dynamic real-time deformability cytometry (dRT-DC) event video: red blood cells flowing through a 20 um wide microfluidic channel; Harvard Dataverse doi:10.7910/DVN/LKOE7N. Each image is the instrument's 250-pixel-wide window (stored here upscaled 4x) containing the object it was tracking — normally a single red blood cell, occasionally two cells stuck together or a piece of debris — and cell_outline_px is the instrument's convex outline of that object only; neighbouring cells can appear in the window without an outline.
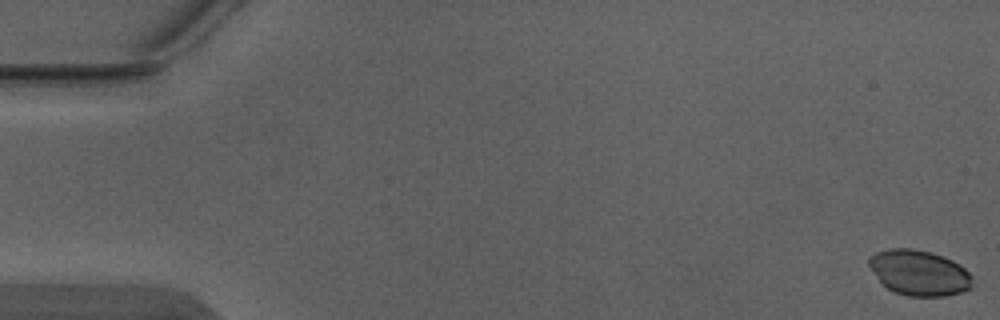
{"species": "Egyptian fruit bat (a non-hibernating species)", "species_latin": "Rousettus aegyptiacus", "temperature_condition": "warm", "stored_images_in_passage": 4, "camera_frame_rate_fps": 3000, "um_per_image_px": 0.085, "animal": {"sex": "male"}, "frame": {"image": 1, "passage_image": 1, "time_ms": 0.0, "image_size_px": [1000, 320], "cell_outline_px": [[972, 288], [960, 292], [944, 296], [908, 296], [896, 292], [888, 288], [880, 280], [868, 264], [868, 256], [876, 252], [892, 248], [912, 248], [928, 252], [952, 260], [960, 264], [972, 276]], "centroid_in_image_um": [78.14, 23.18], "position_along_channel_um": 6.9, "area_um2": 27.11}}
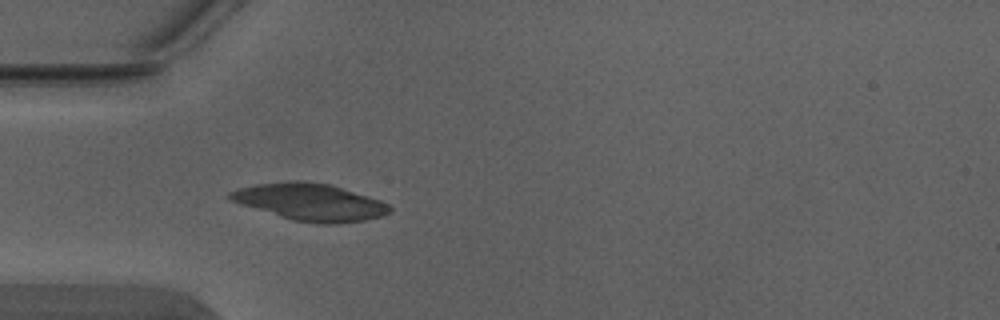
{"frame": {"image": 2, "passage_image": 4, "time_ms": 1.0, "image_size_px": [1000, 320], "cell_outline_px": [[392, 212], [384, 216], [364, 220], [340, 224], [320, 224], [292, 220], [240, 204], [232, 200], [228, 196], [228, 192], [240, 188], [256, 184], [288, 180], [304, 180], [332, 184], [380, 200], [388, 204], [392, 208]], "centroid_in_image_um": [26.4, 17.17], "position_along_channel_um": 58.6, "area_um2": 34.8}}